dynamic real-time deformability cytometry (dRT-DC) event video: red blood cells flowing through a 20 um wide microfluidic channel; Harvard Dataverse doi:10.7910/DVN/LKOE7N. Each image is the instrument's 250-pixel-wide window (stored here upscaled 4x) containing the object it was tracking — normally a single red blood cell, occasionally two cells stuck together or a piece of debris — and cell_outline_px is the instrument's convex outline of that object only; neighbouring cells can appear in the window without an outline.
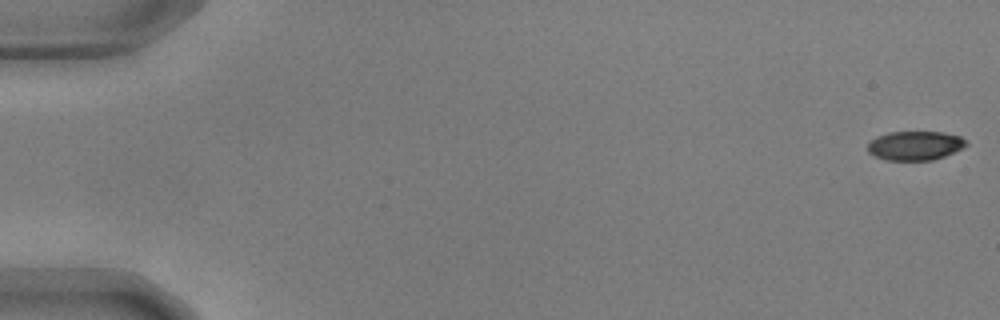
{"species": "common noctule bat (a hibernating species)", "species_latin": "Nyctalus noctula", "temperature_condition": "warm", "stored_images_in_passage": 24, "camera_frame_rate_fps": 3000, "um_per_image_px": 0.085, "animal": {"sex": "male", "body_mass_g": 17.9, "forearm_length_mm": 54.2}, "frame": {"image": 1, "passage_image": 1, "time_ms": 0.0, "image_size_px": [1000, 320], "cell_outline_px": [[968, 144], [944, 156], [932, 160], [884, 160], [868, 152], [868, 144], [876, 136], [888, 132], [944, 132], [960, 136]], "centroid_in_image_um": [77.75, 12.37], "position_along_channel_um": 7.3, "area_um2": 16.53}}
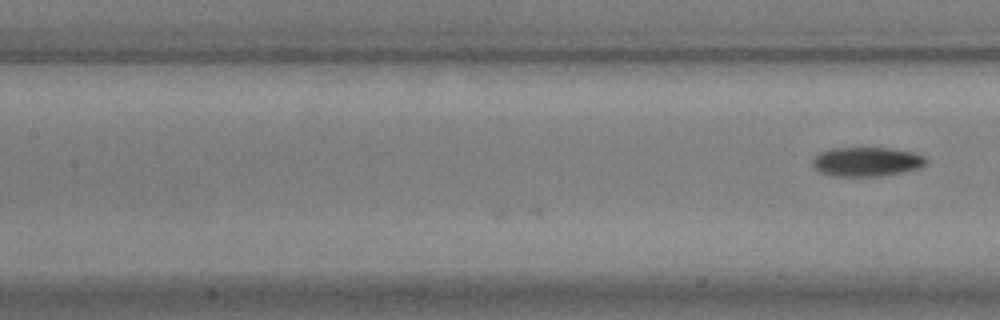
{"frame": {"image": 2, "passage_image": 24, "time_ms": 7.667, "image_size_px": [1000, 320], "cell_outline_px": [[928, 160], [920, 168], [904, 172], [880, 176], [832, 176], [820, 172], [812, 164], [812, 160], [820, 152], [832, 148], [888, 148], [912, 152], [924, 156]], "centroid_in_image_um": [73.67, 13.75], "position_along_channel_um": 133.7, "area_um2": 19.31}}